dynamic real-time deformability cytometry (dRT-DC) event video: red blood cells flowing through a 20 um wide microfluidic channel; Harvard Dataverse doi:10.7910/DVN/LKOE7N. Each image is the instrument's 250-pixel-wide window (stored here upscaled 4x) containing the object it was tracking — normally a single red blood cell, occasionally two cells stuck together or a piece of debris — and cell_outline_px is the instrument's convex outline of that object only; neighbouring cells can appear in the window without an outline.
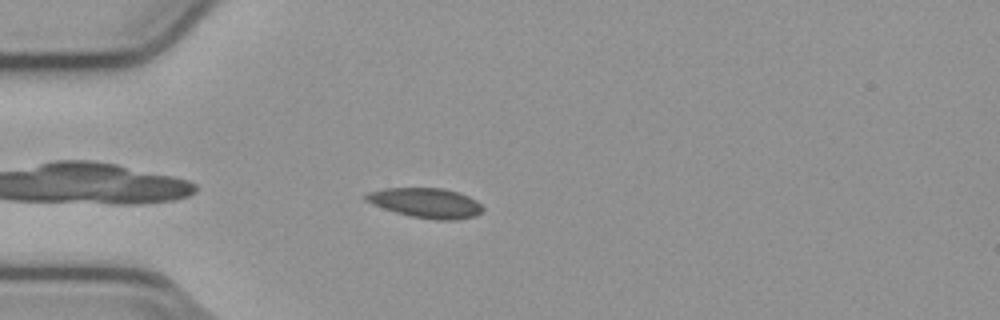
{"species": "common noctule bat (a hibernating species)", "species_latin": "Nyctalus noctula", "temperature_condition": "cold", "stored_images_in_passage": 35, "camera_frame_rate_fps": 3000, "um_per_image_px": 0.085, "animal": {"sex": "male", "body_mass_g": 23.1, "forearm_length_mm": 52.7}, "frame": {"image": 1, "passage_image": 4, "time_ms": 1.0, "image_size_px": [1000, 320], "cell_outline_px": [[484, 208], [476, 216], [456, 220], [436, 220], [412, 216], [396, 212], [372, 204], [364, 200], [364, 196], [368, 192], [384, 188], [444, 188], [460, 192], [476, 200]], "centroid_in_image_um": [36.21, 17.24], "position_along_channel_um": 48.8, "area_um2": 20.35}}
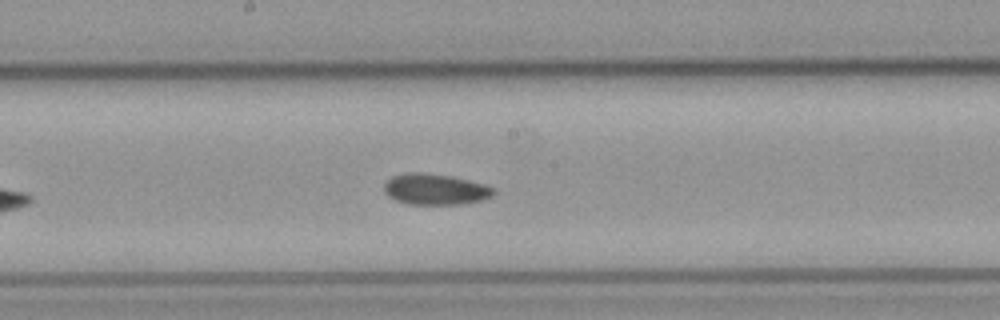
{"frame": {"image": 2, "passage_image": 18, "time_ms": 5.667, "image_size_px": [1000, 320], "cell_outline_px": [[496, 192], [492, 196], [480, 200], [460, 204], [408, 204], [396, 200], [388, 196], [384, 192], [384, 184], [392, 176], [408, 172], [420, 172], [452, 176], [484, 184], [492, 188]], "centroid_in_image_um": [36.97, 16.08], "position_along_channel_um": 211.2, "area_um2": 19.65}}
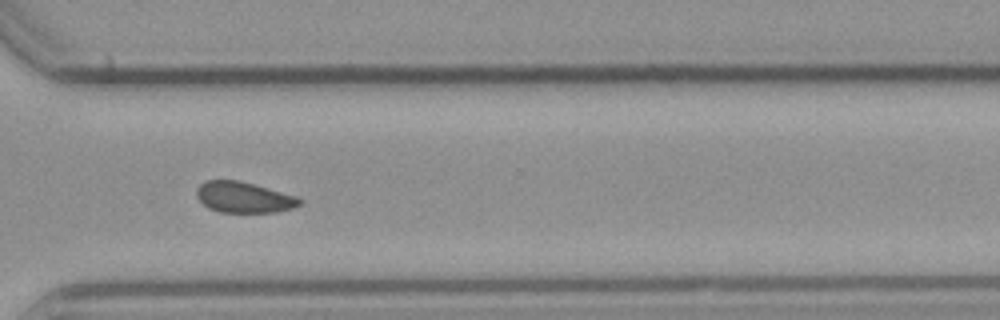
{"frame": {"image": 3, "passage_image": 29, "time_ms": 9.333, "image_size_px": [1000, 320], "cell_outline_px": [[304, 200], [300, 204], [292, 208], [276, 212], [220, 212], [208, 208], [196, 196], [196, 188], [200, 184], [208, 180], [240, 180], [296, 196]], "centroid_in_image_um": [20.71, 16.77], "position_along_channel_um": 349.9, "area_um2": 18.5}, "authors_computed_cell_mechanics": {"area_um2": 19.363, "velocity_mm_per_s": 3.7973, "shape_relaxation_time_tau1_ms": null, "shape_relaxation_time_tau2_ms": 7.1748, "deformation_change_tau1": null, "deformation_change_tau2": 0.1119}}